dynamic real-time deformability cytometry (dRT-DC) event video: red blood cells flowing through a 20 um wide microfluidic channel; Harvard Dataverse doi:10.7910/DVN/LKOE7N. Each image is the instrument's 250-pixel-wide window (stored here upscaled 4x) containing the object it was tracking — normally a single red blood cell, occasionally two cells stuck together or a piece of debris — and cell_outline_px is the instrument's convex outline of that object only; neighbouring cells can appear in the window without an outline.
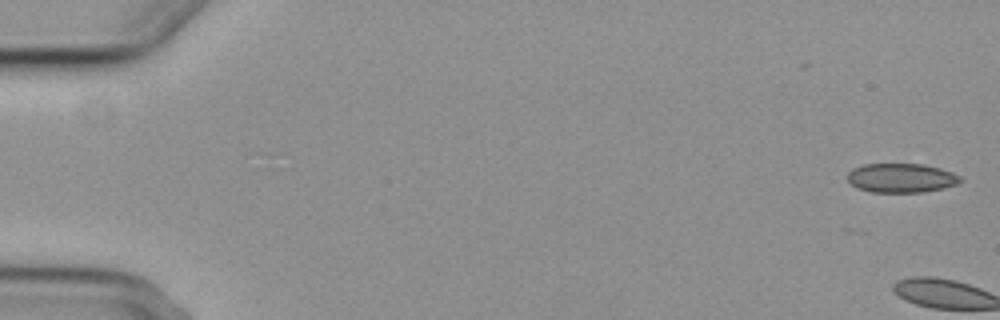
{"species": "common noctule bat (a hibernating species)", "species_latin": "Nyctalus noctula", "temperature_condition": "cold", "stored_images_in_passage": 7, "camera_frame_rate_fps": 3000, "um_per_image_px": 0.085, "animal": {"sex": "female", "body_mass_g": 29.2, "forearm_length_mm": 56.3}, "frame": {"image": 1, "passage_image": 1, "time_ms": 0.0, "image_size_px": [1000, 320], "cell_outline_px": [[960, 180], [956, 184], [924, 192], [872, 192], [856, 188], [848, 180], [848, 172], [852, 168], [864, 164], [920, 164], [940, 168], [952, 172], [960, 176]], "centroid_in_image_um": [76.56, 15.12], "position_along_channel_um": 8.4, "area_um2": 19.02}}
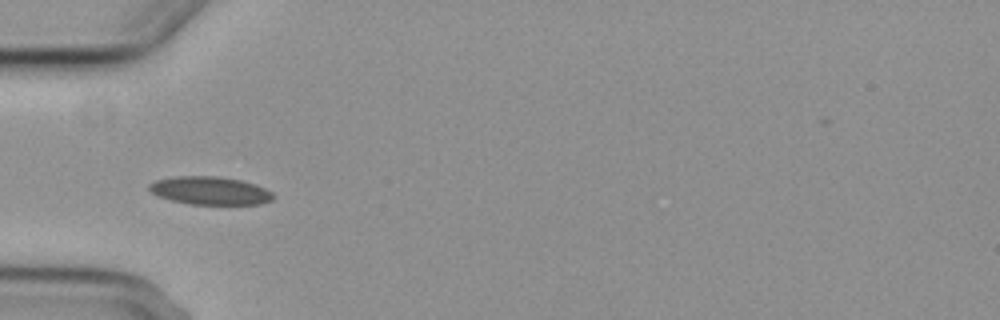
{"frame": {"image": 2, "passage_image": 6, "time_ms": 6.667, "image_size_px": [1000, 320], "cell_outline_px": [[276, 196], [272, 200], [260, 204], [188, 204], [156, 196], [148, 188], [148, 184], [156, 180], [176, 176], [216, 176], [240, 180], [256, 184], [272, 192]], "centroid_in_image_um": [17.85, 16.2], "position_along_channel_um": 67.1, "area_um2": 20.35}}
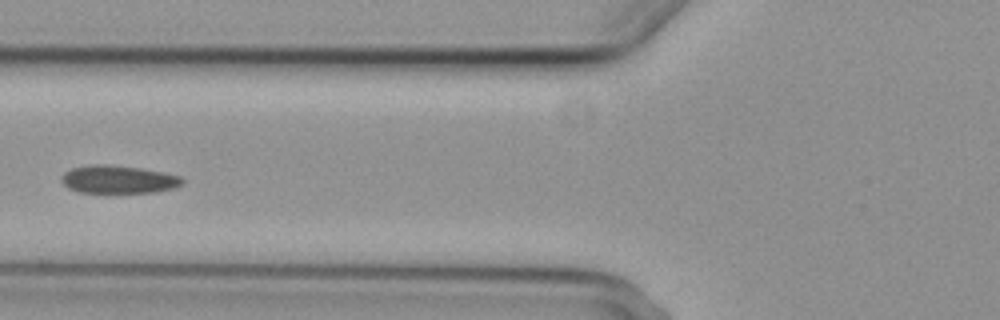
{"frame": {"image": 3, "passage_image": 7, "time_ms": 8.0, "image_size_px": [1000, 320], "cell_outline_px": [[184, 184], [176, 188], [156, 192], [80, 192], [68, 188], [60, 180], [60, 176], [64, 172], [72, 168], [92, 164], [108, 164], [140, 168], [164, 172], [180, 176], [184, 180]], "centroid_in_image_um": [10.08, 15.24], "position_along_channel_um": 115.7, "area_um2": 19.83}}